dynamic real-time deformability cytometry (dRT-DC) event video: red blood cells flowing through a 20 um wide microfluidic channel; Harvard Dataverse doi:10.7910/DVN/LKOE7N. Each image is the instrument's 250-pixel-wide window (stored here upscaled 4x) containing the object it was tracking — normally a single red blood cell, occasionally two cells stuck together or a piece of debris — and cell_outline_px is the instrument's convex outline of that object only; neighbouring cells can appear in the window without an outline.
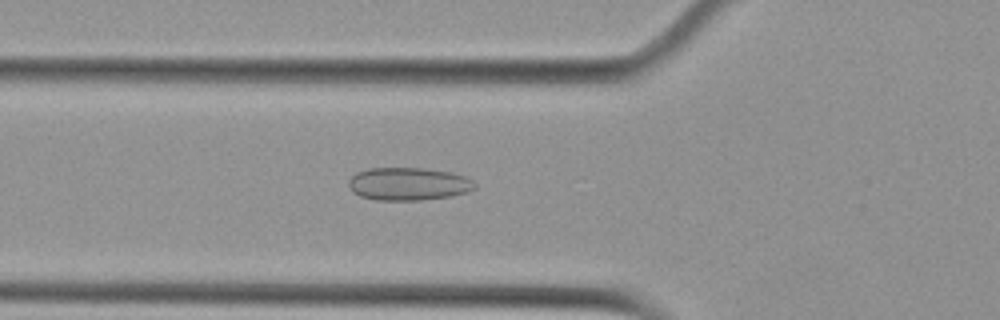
{"species": "Egyptian fruit bat (a non-hibernating species)", "species_latin": "Rousettus aegyptiacus", "temperature_condition": "cold", "stored_images_in_passage": 52, "camera_frame_rate_fps": 3000, "um_per_image_px": 0.085, "animal": {"sex": "female"}, "frame": {"image": 1, "passage_image": 17, "time_ms": 5.333, "image_size_px": [1000, 320], "cell_outline_px": [[476, 188], [468, 192], [448, 196], [420, 200], [376, 200], [360, 196], [352, 192], [348, 184], [348, 180], [356, 172], [368, 168], [420, 168], [452, 172], [464, 176], [472, 180], [476, 184]], "centroid_in_image_um": [34.69, 15.63], "position_along_channel_um": 91.1, "area_um2": 24.22}}
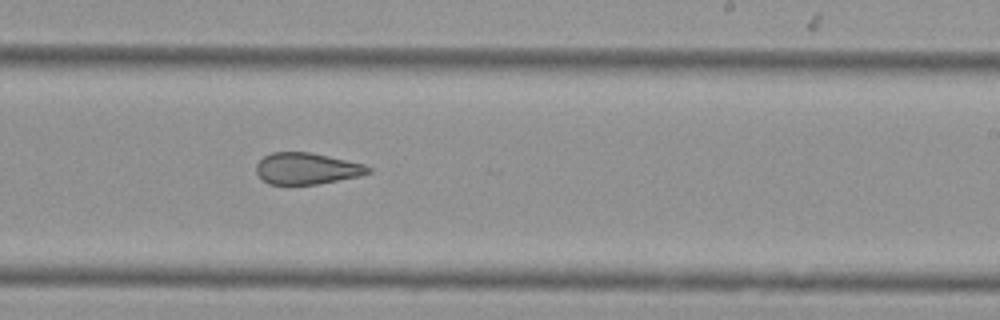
{"frame": {"image": 2, "passage_image": 31, "time_ms": 10.0, "image_size_px": [1000, 320], "cell_outline_px": [[372, 172], [356, 176], [316, 184], [268, 184], [256, 172], [256, 164], [264, 156], [272, 152], [308, 152], [328, 156], [364, 164], [372, 168]], "centroid_in_image_um": [26.05, 14.32], "position_along_channel_um": 262.9, "area_um2": 20.23}}
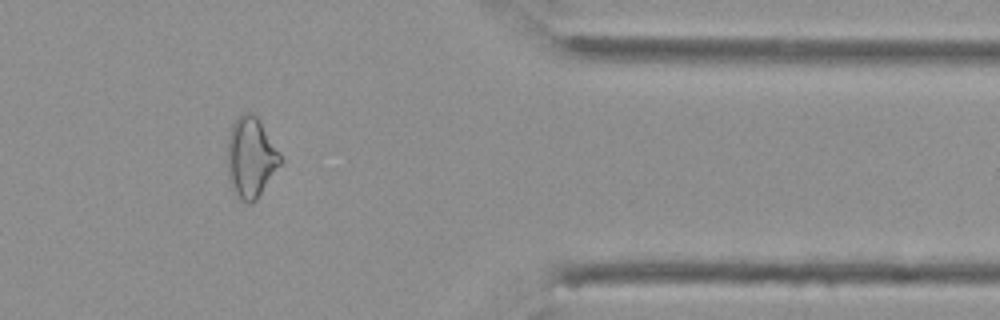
{"frame": {"image": 3, "passage_image": 43, "time_ms": 14.0, "image_size_px": [1000, 320], "cell_outline_px": [[284, 160], [256, 200], [252, 204], [244, 204], [240, 200], [232, 188], [228, 180], [228, 136], [232, 124], [244, 112], [252, 112], [256, 116]], "centroid_in_image_um": [21.32, 13.43], "position_along_channel_um": 390.1, "area_um2": 24.74}, "authors_computed_cell_mechanics": {"area_um2": 24.4783, "velocity_mm_per_s": 3.6839, "shape_relaxation_time_tau1_ms": null, "shape_relaxation_time_tau2_ms": 2.6665, "deformation_change_tau1": null, "deformation_change_tau2": 0.104}}